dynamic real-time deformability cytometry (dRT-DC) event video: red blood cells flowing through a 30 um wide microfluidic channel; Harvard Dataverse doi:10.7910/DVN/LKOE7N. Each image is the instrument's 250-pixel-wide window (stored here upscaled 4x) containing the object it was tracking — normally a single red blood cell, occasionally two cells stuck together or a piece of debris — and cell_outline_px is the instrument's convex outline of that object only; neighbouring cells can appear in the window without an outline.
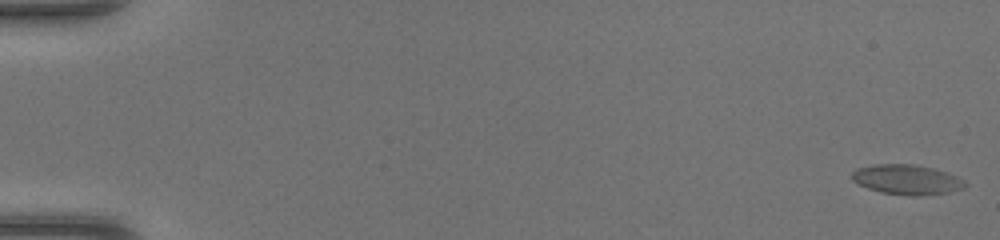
{"species": "common noctule bat (a hibernating species)", "species_latin": "Nyctalus noctula", "temperature_condition": "warm", "stored_images_in_passage": 48, "camera_frame_rate_fps": 3000, "um_per_image_px": 0.085, "animal": {"sex": "female", "body_mass_g": 17.0, "forearm_length_mm": 48.0}, "frame": {"image": 1, "passage_image": 1, "time_ms": 0.0, "image_size_px": [1000, 240], "cell_outline_px": [[968, 184], [964, 188], [948, 192], [920, 196], [908, 196], [880, 192], [856, 184], [852, 180], [852, 172], [856, 168], [872, 164], [916, 164], [948, 172], [964, 180]], "centroid_in_image_um": [77.07, 15.26], "position_along_channel_um": 7.9, "area_um2": 20.0}}
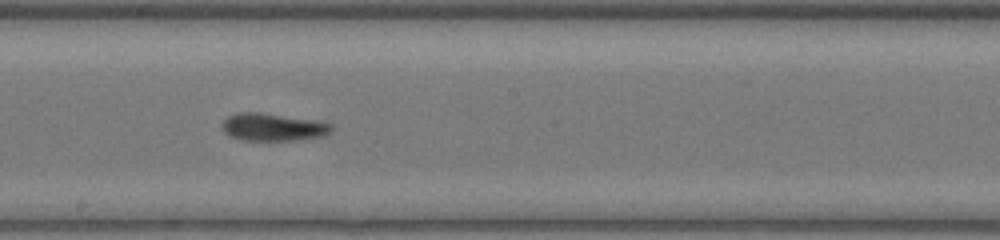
{"frame": {"image": 2, "passage_image": 28, "time_ms": 9.0, "image_size_px": [1000, 240], "cell_outline_px": [[332, 132], [324, 136], [292, 140], [240, 140], [228, 136], [224, 132], [220, 124], [228, 116], [236, 112], [260, 112], [316, 120], [332, 124]], "centroid_in_image_um": [23.17, 10.8], "position_along_channel_um": 225.0, "area_um2": 17.8}}
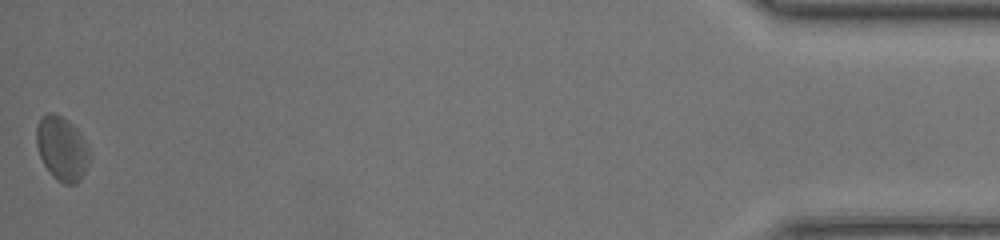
{"frame": {"image": 3, "passage_image": 48, "time_ms": 15.667, "image_size_px": [1000, 240], "cell_outline_px": [[88, 164], [80, 180], [76, 184], [64, 184], [56, 180], [48, 172], [40, 156], [36, 144], [36, 124], [40, 116], [48, 112], [52, 112], [68, 120], [80, 132], [88, 148]], "centroid_in_image_um": [5.22, 12.61], "position_along_channel_um": 430.0, "area_um2": 19.94}}